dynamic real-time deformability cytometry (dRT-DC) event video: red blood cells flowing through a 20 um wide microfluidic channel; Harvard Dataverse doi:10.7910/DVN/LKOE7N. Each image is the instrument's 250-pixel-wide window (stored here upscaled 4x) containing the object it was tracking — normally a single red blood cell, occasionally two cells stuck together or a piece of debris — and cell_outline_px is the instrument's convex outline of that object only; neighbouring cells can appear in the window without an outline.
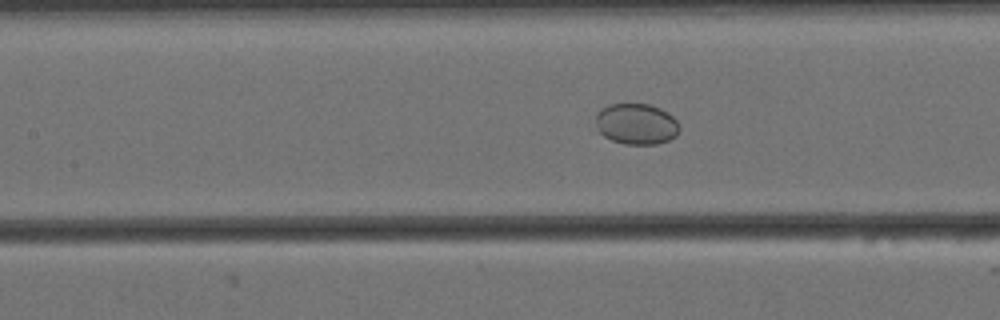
{"species": "Egyptian fruit bat (a non-hibernating species)", "species_latin": "Rousettus aegyptiacus", "temperature_condition": "cold", "stored_images_in_passage": 45, "camera_frame_rate_fps": 3000, "um_per_image_px": 0.085, "animal": {"sex": "female"}, "frame": {"image": 1, "passage_image": 12, "time_ms": 3.667, "image_size_px": [1000, 320], "cell_outline_px": [[680, 128], [676, 136], [668, 140], [656, 144], [624, 144], [612, 140], [604, 136], [600, 132], [596, 124], [596, 116], [600, 108], [608, 104], [648, 104], [660, 108], [668, 112], [680, 124]], "centroid_in_image_um": [54.1, 10.53], "position_along_channel_um": 153.3, "area_um2": 20.06}}
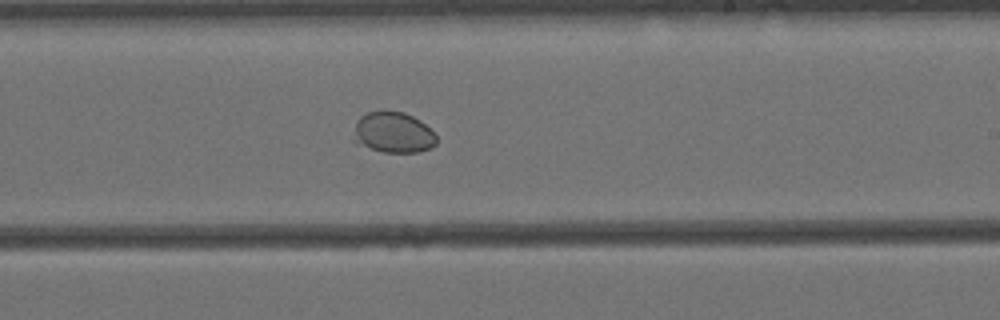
{"frame": {"image": 2, "passage_image": 21, "time_ms": 6.667, "image_size_px": [1000, 320], "cell_outline_px": [[436, 144], [432, 148], [416, 152], [384, 152], [356, 144], [352, 140], [356, 120], [360, 116], [368, 112], [380, 108], [384, 108], [404, 112], [420, 120], [436, 136]], "centroid_in_image_um": [33.37, 11.23], "position_along_channel_um": 255.6, "area_um2": 20.23}}
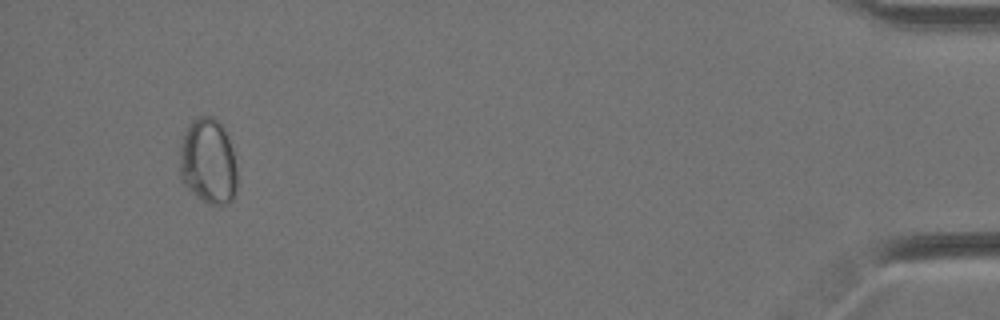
{"frame": {"image": 3, "passage_image": 42, "time_ms": 13.667, "image_size_px": [1000, 320], "cell_outline_px": [[236, 192], [232, 200], [228, 204], [208, 204], [192, 192], [180, 180], [180, 152], [184, 136], [192, 120], [200, 116], [212, 116], [220, 124], [228, 140], [232, 152], [236, 168]], "centroid_in_image_um": [17.69, 13.77], "position_along_channel_um": 417.5, "area_um2": 28.15}, "authors_computed_cell_mechanics": {"area_um2": 21.5594, "velocity_mm_per_s": 3.4286, "shape_relaxation_time_tau1_ms": null, "shape_relaxation_time_tau2_ms": 1.4311, "deformation_change_tau1": null, "deformation_change_tau2": 0.0261}}